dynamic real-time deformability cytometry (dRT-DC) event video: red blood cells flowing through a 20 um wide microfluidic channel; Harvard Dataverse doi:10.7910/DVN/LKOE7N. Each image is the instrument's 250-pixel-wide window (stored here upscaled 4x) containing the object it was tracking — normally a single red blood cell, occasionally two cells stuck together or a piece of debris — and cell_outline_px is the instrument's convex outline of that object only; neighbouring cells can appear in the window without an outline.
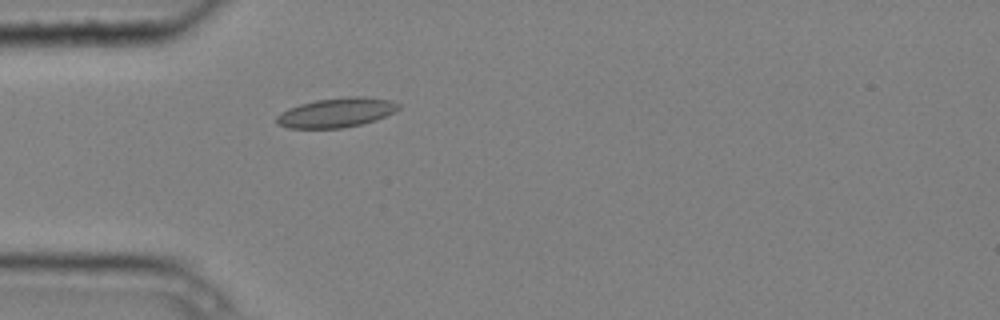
{"species": "common noctule bat (a hibernating species)", "species_latin": "Nyctalus noctula", "temperature_condition": "cold", "stored_images_in_passage": 1, "camera_frame_rate_fps": 3000, "um_per_image_px": 0.085, "animal": {"sex": "male", "body_mass_g": 20.4}, "frame": {"image": 1, "passage_image": 1, "time_ms": 0.0, "image_size_px": [1000, 320], "cell_outline_px": [[400, 108], [376, 120], [360, 124], [340, 128], [288, 128], [276, 124], [276, 116], [280, 112], [288, 108], [300, 104], [316, 100], [348, 96], [364, 96], [392, 100], [400, 104]], "centroid_in_image_um": [28.57, 9.56], "position_along_channel_um": 56.4, "area_um2": 20.98}}